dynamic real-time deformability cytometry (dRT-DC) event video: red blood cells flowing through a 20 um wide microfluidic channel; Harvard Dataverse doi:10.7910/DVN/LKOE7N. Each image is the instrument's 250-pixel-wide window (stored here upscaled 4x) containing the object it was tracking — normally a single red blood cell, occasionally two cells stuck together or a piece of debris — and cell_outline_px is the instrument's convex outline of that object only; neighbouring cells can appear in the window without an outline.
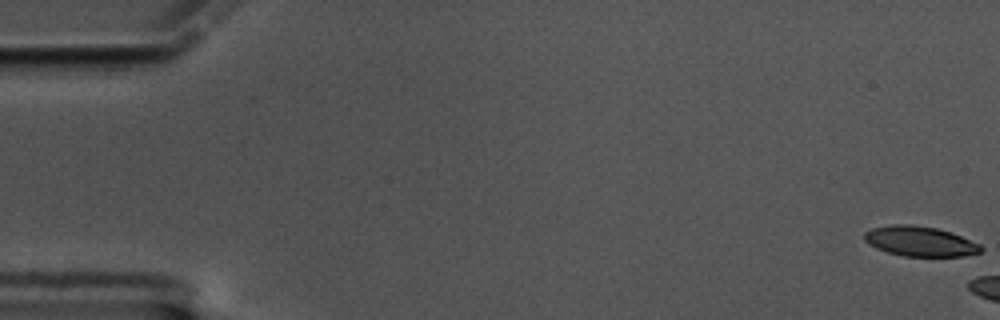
{"species": "common noctule bat (a hibernating species)", "species_latin": "Nyctalus noctula", "temperature_condition": "cold", "stored_images_in_passage": 7, "camera_frame_rate_fps": 3000, "um_per_image_px": 0.085, "animal": {"sex": "male", "body_mass_g": 17.5, "forearm_length_mm": 52.3}, "frame": {"image": 1, "passage_image": 1, "time_ms": 0.0, "image_size_px": [1000, 320], "cell_outline_px": [[984, 248], [980, 252], [964, 256], [904, 256], [888, 252], [876, 248], [868, 244], [864, 240], [864, 232], [872, 228], [892, 224], [912, 224], [936, 228], [952, 232], [980, 244]], "centroid_in_image_um": [78.19, 20.5], "position_along_channel_um": 6.8, "area_um2": 20.46}}